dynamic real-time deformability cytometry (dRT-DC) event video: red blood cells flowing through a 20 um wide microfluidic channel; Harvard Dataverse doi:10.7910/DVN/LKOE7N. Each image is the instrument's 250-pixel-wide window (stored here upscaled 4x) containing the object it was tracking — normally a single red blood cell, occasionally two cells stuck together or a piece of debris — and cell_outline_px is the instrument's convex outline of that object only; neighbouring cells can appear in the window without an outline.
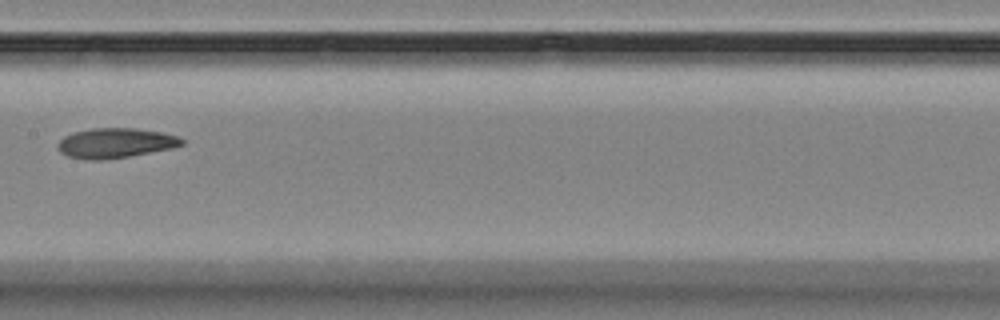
{"species": "Egyptian fruit bat (a non-hibernating species)", "species_latin": "Rousettus aegyptiacus", "temperature_condition": "room temperature", "stored_images_in_passage": 9, "camera_frame_rate_fps": 3000, "um_per_image_px": 0.085, "animal": {"sex": "female"}, "frame": {"image": 1, "passage_image": 8, "time_ms": 9.667, "image_size_px": [1000, 320], "cell_outline_px": [[184, 144], [172, 148], [128, 156], [100, 160], [88, 160], [68, 156], [60, 152], [56, 148], [56, 144], [64, 136], [72, 132], [92, 128], [136, 128], [160, 132], [180, 136], [184, 140]], "centroid_in_image_um": [9.78, 12.15], "position_along_channel_um": 197.6, "area_um2": 21.68}}
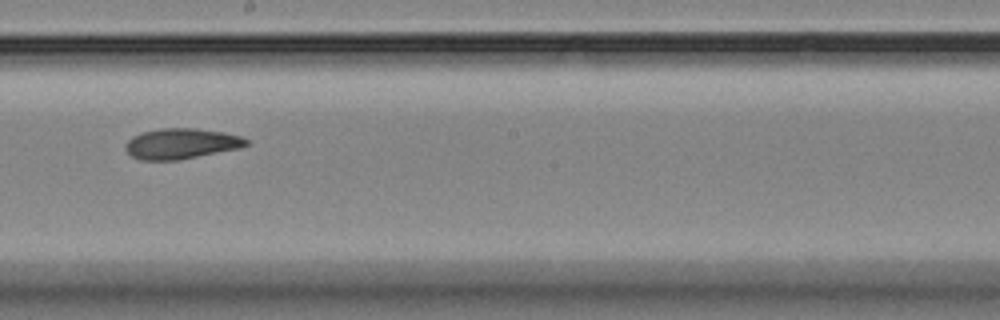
{"frame": {"image": 2, "passage_image": 9, "time_ms": 10.667, "image_size_px": [1000, 320], "cell_outline_px": [[248, 144], [240, 148], [176, 160], [140, 160], [132, 156], [124, 148], [124, 144], [132, 136], [140, 132], [160, 128], [196, 128], [224, 132], [240, 136], [248, 140]], "centroid_in_image_um": [15.36, 12.2], "position_along_channel_um": 232.8, "area_um2": 21.5}}